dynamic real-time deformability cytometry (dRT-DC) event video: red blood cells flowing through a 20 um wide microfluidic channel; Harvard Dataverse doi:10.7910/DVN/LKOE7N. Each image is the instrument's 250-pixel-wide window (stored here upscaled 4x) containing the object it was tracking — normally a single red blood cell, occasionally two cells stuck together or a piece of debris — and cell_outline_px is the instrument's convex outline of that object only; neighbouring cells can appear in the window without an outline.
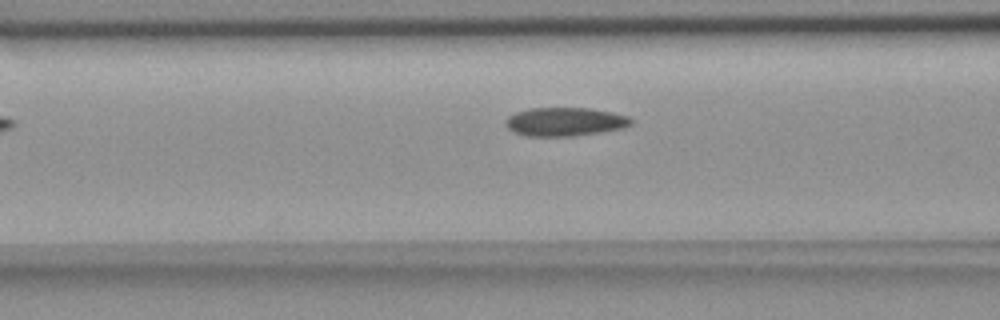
{"species": "common noctule bat (a hibernating species)", "species_latin": "Nyctalus noctula", "temperature_condition": "room temperature", "stored_images_in_passage": 37, "camera_frame_rate_fps": 3000, "um_per_image_px": 0.085, "animal": {"sex": "female", "body_mass_g": 18.4}, "frame": {"image": 1, "passage_image": 8, "time_ms": 2.333, "image_size_px": [1000, 320], "cell_outline_px": [[632, 124], [624, 128], [576, 136], [528, 136], [512, 132], [504, 124], [504, 120], [508, 116], [516, 112], [528, 108], [588, 108], [612, 112], [628, 116], [632, 120]], "centroid_in_image_um": [47.99, 10.35], "position_along_channel_um": 118.6, "area_um2": 21.1}}
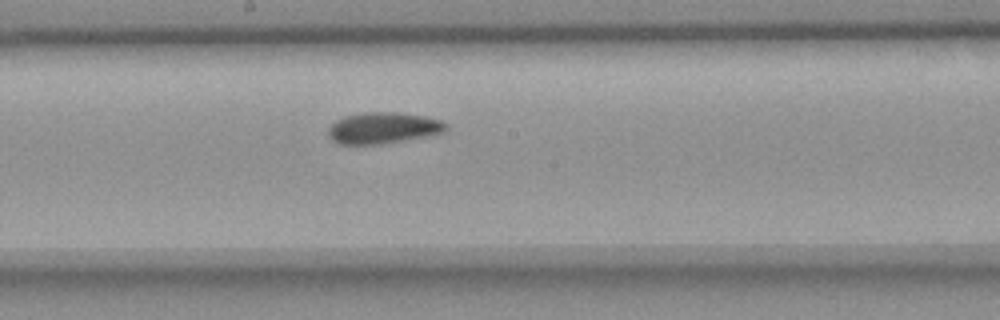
{"frame": {"image": 2, "passage_image": 16, "time_ms": 5.0, "image_size_px": [1000, 320], "cell_outline_px": [[448, 128], [444, 132], [424, 136], [380, 144], [340, 144], [332, 140], [328, 136], [328, 128], [336, 120], [344, 116], [364, 112], [396, 112], [424, 116], [440, 120], [448, 124]], "centroid_in_image_um": [32.54, 10.87], "position_along_channel_um": 215.7, "area_um2": 21.33}}
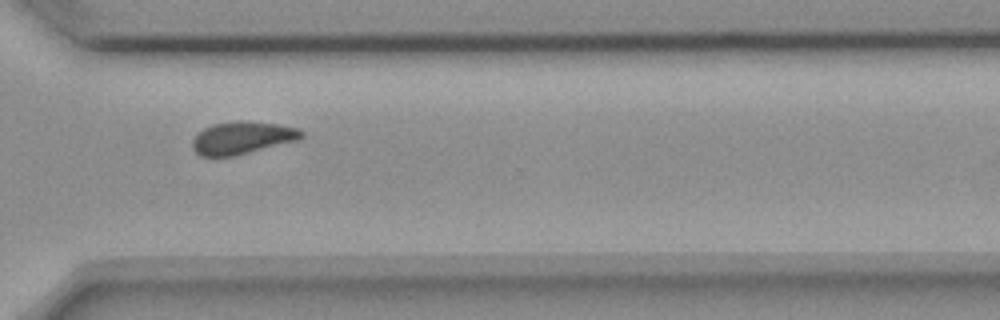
{"frame": {"image": 3, "passage_image": 27, "time_ms": 8.667, "image_size_px": [1000, 320], "cell_outline_px": [[304, 136], [300, 140], [236, 156], [200, 156], [192, 148], [192, 140], [204, 128], [212, 124], [236, 120], [248, 120], [276, 124], [296, 128], [304, 132]], "centroid_in_image_um": [20.61, 11.71], "position_along_channel_um": 350.0, "area_um2": 20.92}}